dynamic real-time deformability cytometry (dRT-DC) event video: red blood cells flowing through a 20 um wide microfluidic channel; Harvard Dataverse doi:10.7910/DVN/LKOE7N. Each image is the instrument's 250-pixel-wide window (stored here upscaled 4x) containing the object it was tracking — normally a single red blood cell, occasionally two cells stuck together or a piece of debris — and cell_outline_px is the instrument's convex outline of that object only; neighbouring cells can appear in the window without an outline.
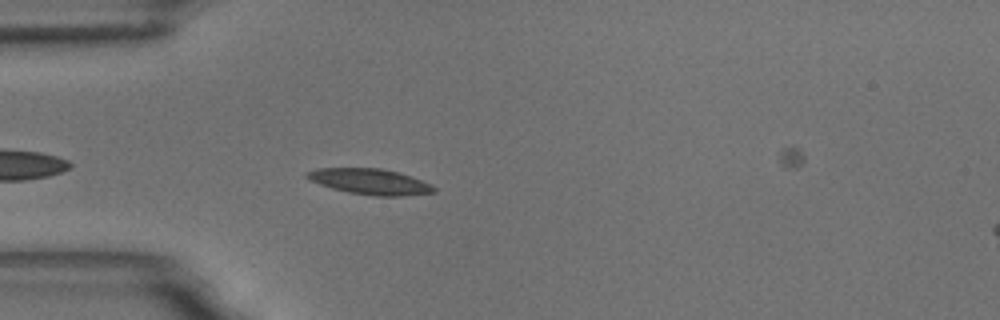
{"species": "common noctule bat (a hibernating species)", "species_latin": "Nyctalus noctula", "temperature_condition": "room temperature", "stored_images_in_passage": 27, "camera_frame_rate_fps": 3000, "um_per_image_px": 0.085, "animal": {"sex": "male", "body_mass_g": 18.8}, "frame": {"image": 1, "passage_image": 5, "time_ms": 1.333, "image_size_px": [1000, 320], "cell_outline_px": [[436, 192], [400, 196], [376, 196], [348, 192], [332, 188], [308, 180], [304, 176], [304, 172], [316, 168], [380, 168], [396, 172], [432, 184], [436, 188]], "centroid_in_image_um": [31.39, 15.43], "position_along_channel_um": 53.6, "area_um2": 18.96}}
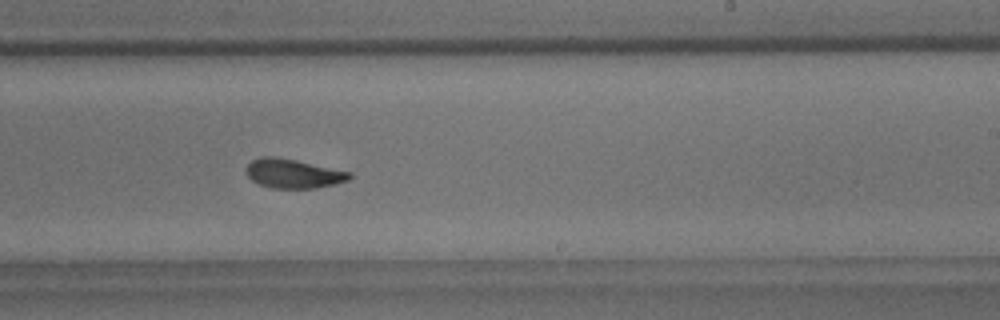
{"frame": {"image": 2, "passage_image": 23, "time_ms": 7.333, "image_size_px": [1000, 320], "cell_outline_px": [[352, 176], [348, 180], [336, 184], [316, 188], [272, 188], [260, 184], [252, 180], [248, 176], [244, 168], [252, 160], [260, 156], [276, 156], [296, 160], [352, 172]], "centroid_in_image_um": [24.92, 14.74], "position_along_channel_um": 264.1, "area_um2": 17.69}}